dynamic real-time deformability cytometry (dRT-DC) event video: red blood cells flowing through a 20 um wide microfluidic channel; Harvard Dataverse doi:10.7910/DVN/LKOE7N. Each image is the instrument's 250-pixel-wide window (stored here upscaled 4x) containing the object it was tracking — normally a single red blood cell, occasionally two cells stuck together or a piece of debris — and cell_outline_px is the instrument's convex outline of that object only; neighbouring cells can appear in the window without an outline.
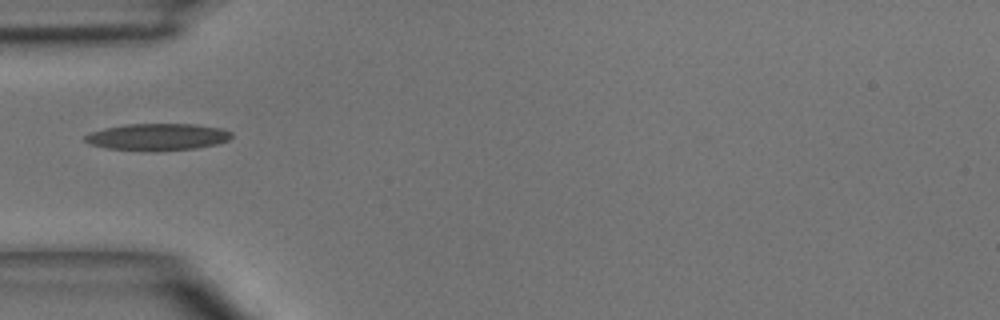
{"species": "common noctule bat (a hibernating species)", "species_latin": "Nyctalus noctula", "temperature_condition": "room temperature", "stored_images_in_passage": 3, "camera_frame_rate_fps": 3000, "um_per_image_px": 0.085, "animal": {"sex": "male", "body_mass_g": 15.6}, "frame": {"image": 1, "passage_image": 3, "time_ms": 2.333, "image_size_px": [1000, 320], "cell_outline_px": [[232, 136], [228, 140], [216, 144], [196, 148], [108, 148], [92, 144], [84, 140], [84, 136], [92, 132], [104, 128], [124, 124], [196, 124], [220, 128], [232, 132]], "centroid_in_image_um": [13.43, 11.58], "position_along_channel_um": 71.6, "area_um2": 21.73}}